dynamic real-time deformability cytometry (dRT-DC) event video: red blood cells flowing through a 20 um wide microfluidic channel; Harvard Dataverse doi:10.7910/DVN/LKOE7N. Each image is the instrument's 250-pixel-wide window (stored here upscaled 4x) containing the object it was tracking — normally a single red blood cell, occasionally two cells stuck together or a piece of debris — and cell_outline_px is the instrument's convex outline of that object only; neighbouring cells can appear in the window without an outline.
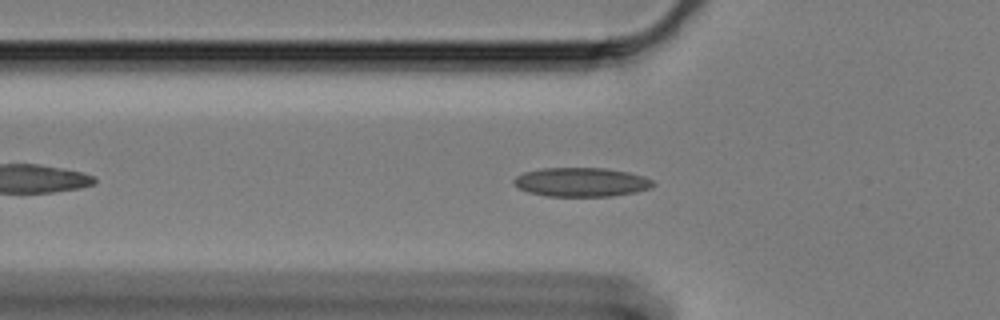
{"species": "Egyptian fruit bat (a non-hibernating species)", "species_latin": "Rousettus aegyptiacus", "temperature_condition": "cold", "stored_images_in_passage": 39, "camera_frame_rate_fps": 3000, "um_per_image_px": 0.085, "animal": {"sex": "female"}, "frame": {"image": 1, "passage_image": 10, "time_ms": 3.0, "image_size_px": [1000, 320], "cell_outline_px": [[656, 184], [652, 188], [636, 192], [612, 196], [544, 196], [528, 192], [512, 184], [512, 180], [516, 176], [524, 172], [540, 168], [604, 168], [628, 172], [644, 176], [652, 180]], "centroid_in_image_um": [49.41, 15.48], "position_along_channel_um": 76.4, "area_um2": 23.76}}
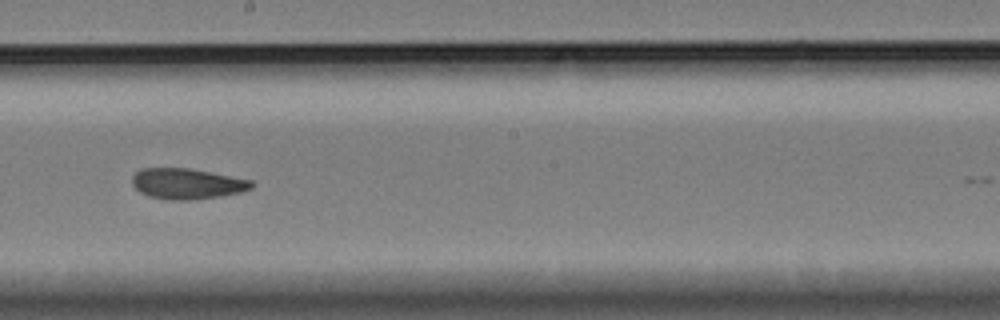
{"frame": {"image": 2, "passage_image": 24, "time_ms": 7.667, "image_size_px": [1000, 320], "cell_outline_px": [[256, 184], [252, 188], [240, 192], [220, 196], [196, 200], [168, 200], [148, 196], [140, 192], [132, 184], [132, 176], [140, 168], [192, 168], [252, 180]], "centroid_in_image_um": [15.91, 15.61], "position_along_channel_um": 232.3, "area_um2": 21.62}}
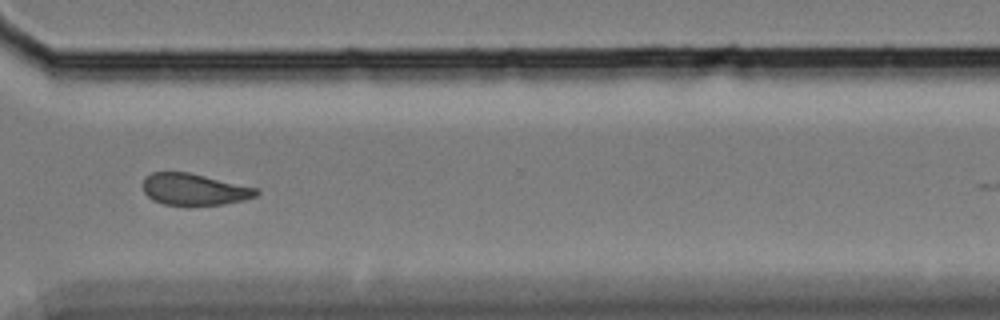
{"frame": {"image": 3, "passage_image": 35, "time_ms": 11.333, "image_size_px": [1000, 320], "cell_outline_px": [[260, 192], [256, 196], [244, 200], [224, 204], [164, 204], [148, 196], [144, 192], [144, 176], [152, 172], [188, 172], [256, 188]], "centroid_in_image_um": [16.51, 16.08], "position_along_channel_um": 354.1, "area_um2": 20.4}}